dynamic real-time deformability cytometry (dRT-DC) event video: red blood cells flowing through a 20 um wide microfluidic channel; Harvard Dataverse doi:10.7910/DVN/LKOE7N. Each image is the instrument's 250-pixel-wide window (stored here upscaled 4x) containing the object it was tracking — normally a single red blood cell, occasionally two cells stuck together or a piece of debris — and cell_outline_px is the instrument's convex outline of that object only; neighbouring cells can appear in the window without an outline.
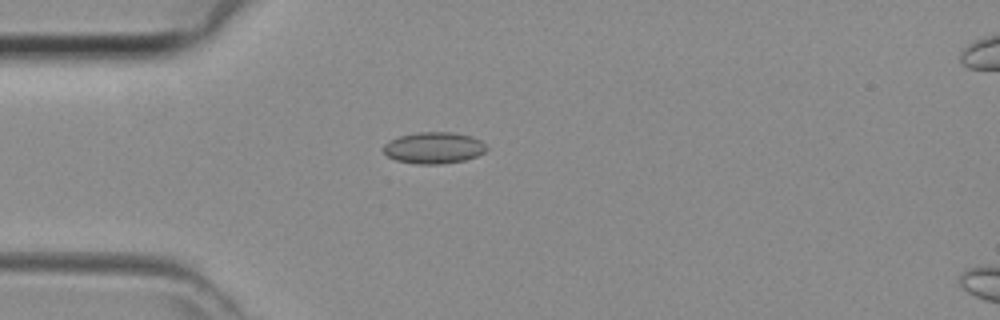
{"species": "common noctule bat (a hibernating species)", "species_latin": "Nyctalus noctula", "temperature_condition": "room temperature", "stored_images_in_passage": 38, "camera_frame_rate_fps": 3000, "um_per_image_px": 0.085, "animal": {"sex": "female", "body_mass_g": 29.2, "forearm_length_mm": 56.3}, "frame": {"image": 1, "passage_image": 6, "time_ms": 1.667, "image_size_px": [1000, 320], "cell_outline_px": [[488, 148], [484, 152], [476, 156], [464, 160], [440, 164], [416, 164], [396, 160], [388, 156], [384, 152], [384, 144], [400, 136], [416, 132], [452, 132], [472, 136], [480, 140]], "centroid_in_image_um": [36.89, 12.56], "position_along_channel_um": 48.1, "area_um2": 18.79}}
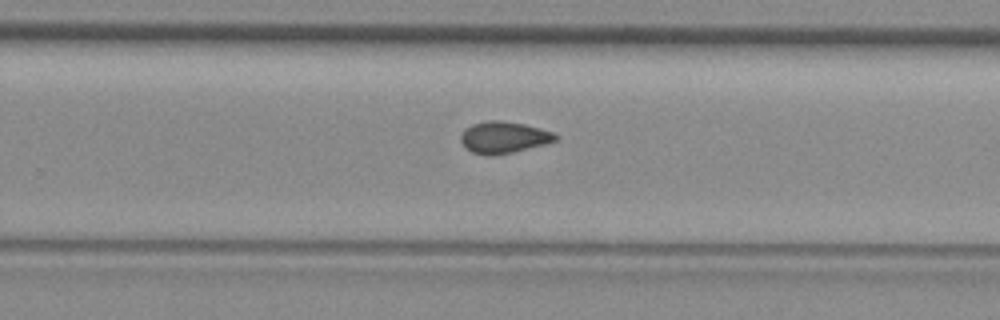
{"frame": {"image": 2, "passage_image": 22, "time_ms": 7.0, "image_size_px": [1000, 320], "cell_outline_px": [[560, 136], [556, 140], [544, 144], [512, 152], [472, 152], [460, 140], [460, 136], [464, 128], [472, 124], [488, 120], [500, 120], [524, 124], [540, 128], [552, 132]], "centroid_in_image_um": [42.84, 11.61], "position_along_channel_um": 287.0, "area_um2": 16.76}}
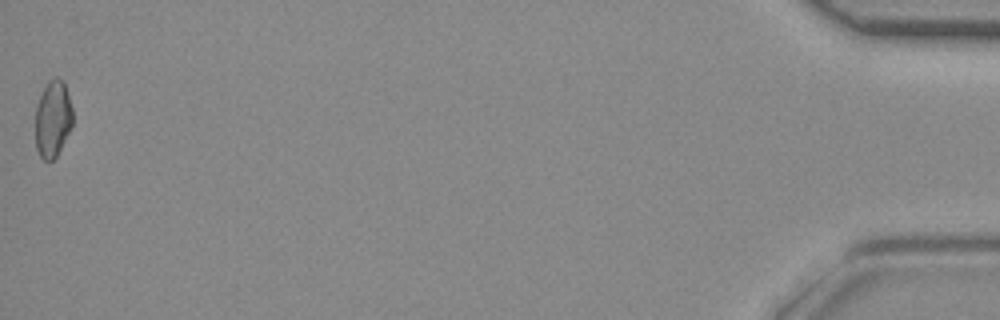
{"frame": {"image": 3, "passage_image": 38, "time_ms": 12.333, "image_size_px": [1000, 320], "cell_outline_px": [[72, 124], [56, 156], [52, 160], [44, 160], [40, 156], [36, 148], [36, 104], [48, 80], [56, 76], [64, 84], [72, 108]], "centroid_in_image_um": [4.47, 10.09], "position_along_channel_um": 430.7, "area_um2": 16.3}}